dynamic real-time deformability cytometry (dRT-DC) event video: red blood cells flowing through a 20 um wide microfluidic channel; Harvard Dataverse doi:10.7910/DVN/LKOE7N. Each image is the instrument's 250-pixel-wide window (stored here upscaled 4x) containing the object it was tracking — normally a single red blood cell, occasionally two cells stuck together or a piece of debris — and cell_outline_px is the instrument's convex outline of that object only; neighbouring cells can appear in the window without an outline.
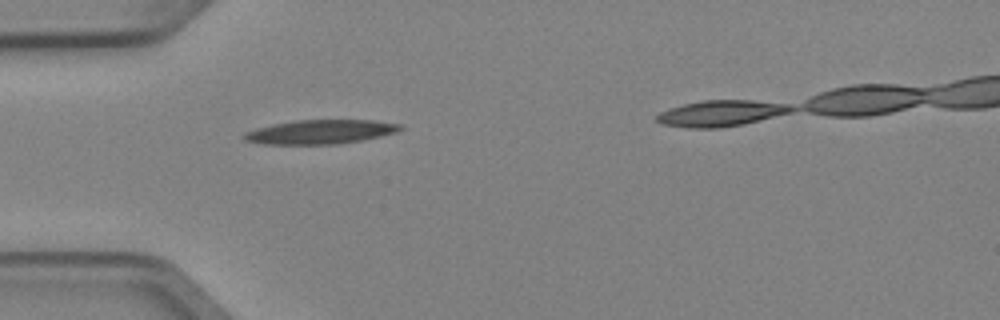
{"species": "Egyptian fruit bat (a non-hibernating species)", "species_latin": "Rousettus aegyptiacus", "temperature_condition": "cold", "stored_images_in_passage": 2, "camera_frame_rate_fps": 3000, "um_per_image_px": 0.085, "animal": {"sex": "female"}, "frame": {"image": 1, "passage_image": 1, "time_ms": 0.0, "image_size_px": [1000, 320], "cell_outline_px": [[404, 128], [400, 132], [360, 140], [336, 144], [264, 144], [244, 140], [240, 136], [244, 132], [256, 128], [272, 124], [296, 120], [372, 120], [400, 124]], "centroid_in_image_um": [27.21, 11.2], "position_along_channel_um": 57.8, "area_um2": 22.02}}